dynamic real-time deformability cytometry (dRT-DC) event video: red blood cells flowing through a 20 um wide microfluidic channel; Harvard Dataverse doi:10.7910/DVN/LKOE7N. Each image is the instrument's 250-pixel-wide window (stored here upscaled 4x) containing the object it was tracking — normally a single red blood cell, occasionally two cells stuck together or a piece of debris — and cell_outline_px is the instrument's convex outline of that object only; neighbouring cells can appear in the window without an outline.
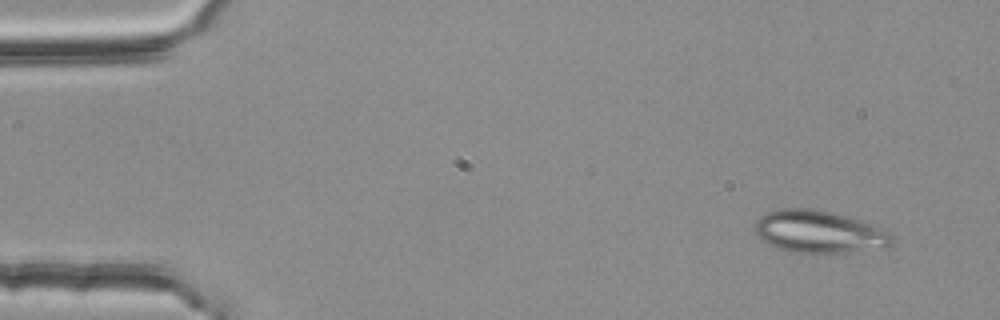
{"species": "common noctule bat (a hibernating species)", "species_latin": "Nyctalus noctula", "temperature_condition": "room temperature", "stored_images_in_passage": 3, "camera_frame_rate_fps": 3000, "um_per_image_px": 0.085, "animal": {"sex": "female", "body_mass_g": 25.1}, "frame": {"image": 1, "passage_image": 1, "time_ms": 0.0, "image_size_px": [1000, 320], "cell_outline_px": [[896, 240], [892, 244], [884, 248], [844, 252], [792, 252], [776, 248], [768, 244], [756, 232], [756, 220], [764, 212], [780, 208], [816, 208], [860, 220], [884, 228], [892, 232]], "centroid_in_image_um": [69.67, 19.68], "position_along_channel_um": 15.3, "area_um2": 34.04}}